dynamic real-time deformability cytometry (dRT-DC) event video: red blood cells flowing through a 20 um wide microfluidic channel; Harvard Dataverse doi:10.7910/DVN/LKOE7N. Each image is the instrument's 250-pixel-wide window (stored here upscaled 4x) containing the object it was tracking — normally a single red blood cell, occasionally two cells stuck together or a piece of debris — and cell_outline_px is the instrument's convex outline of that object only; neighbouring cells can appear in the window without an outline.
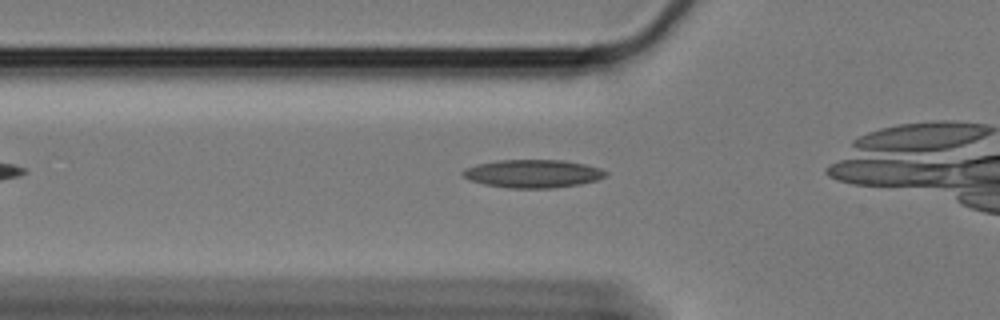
{"species": "Egyptian fruit bat (a non-hibernating species)", "species_latin": "Rousettus aegyptiacus", "temperature_condition": "cold", "stored_images_in_passage": 30, "camera_frame_rate_fps": 3000, "um_per_image_px": 0.085, "animal": {"sex": "female"}, "frame": {"image": 1, "passage_image": 2, "time_ms": 0.333, "image_size_px": [1000, 320], "cell_outline_px": [[608, 172], [604, 176], [596, 180], [580, 184], [548, 188], [508, 188], [484, 184], [472, 180], [464, 176], [460, 172], [464, 168], [476, 164], [500, 160], [564, 160], [584, 164], [600, 168]], "centroid_in_image_um": [45.27, 14.75], "position_along_channel_um": 80.5, "area_um2": 23.24}}
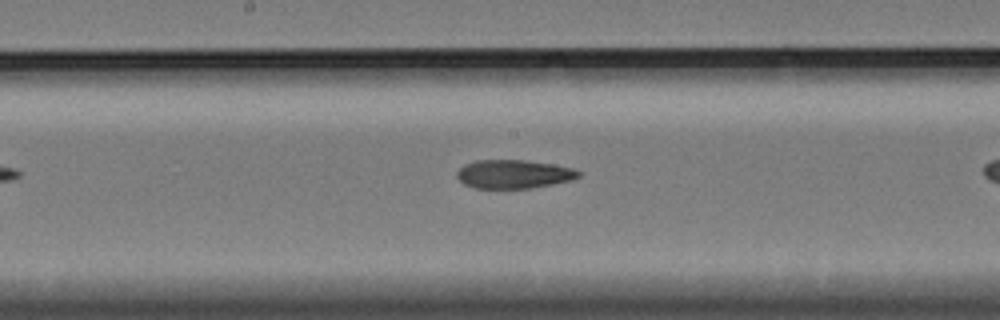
{"frame": {"image": 2, "passage_image": 13, "time_ms": 4.0, "image_size_px": [1000, 320], "cell_outline_px": [[580, 176], [572, 180], [532, 188], [476, 188], [464, 184], [456, 176], [456, 172], [464, 164], [476, 160], [524, 160], [552, 164], [572, 168], [580, 172]], "centroid_in_image_um": [43.64, 14.8], "position_along_channel_um": 204.6, "area_um2": 20.23}}
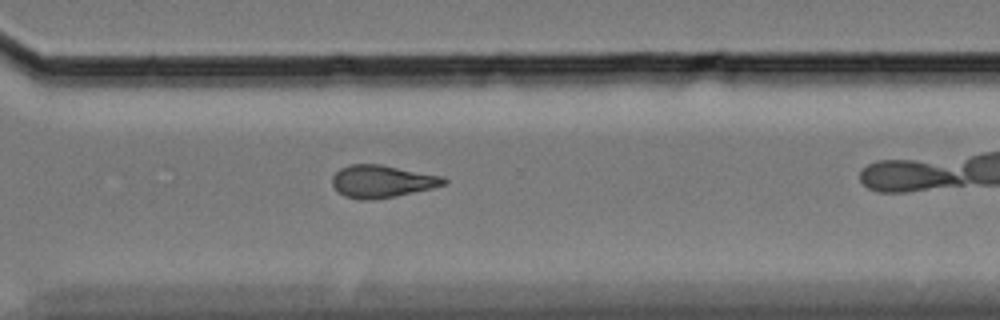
{"frame": {"image": 3, "passage_image": 25, "time_ms": 8.0, "image_size_px": [1000, 320], "cell_outline_px": [[448, 184], [432, 188], [396, 196], [372, 200], [364, 200], [344, 196], [332, 184], [332, 176], [340, 168], [348, 164], [380, 164], [444, 176], [448, 180]], "centroid_in_image_um": [32.5, 15.41], "position_along_channel_um": 338.1, "area_um2": 21.21}}